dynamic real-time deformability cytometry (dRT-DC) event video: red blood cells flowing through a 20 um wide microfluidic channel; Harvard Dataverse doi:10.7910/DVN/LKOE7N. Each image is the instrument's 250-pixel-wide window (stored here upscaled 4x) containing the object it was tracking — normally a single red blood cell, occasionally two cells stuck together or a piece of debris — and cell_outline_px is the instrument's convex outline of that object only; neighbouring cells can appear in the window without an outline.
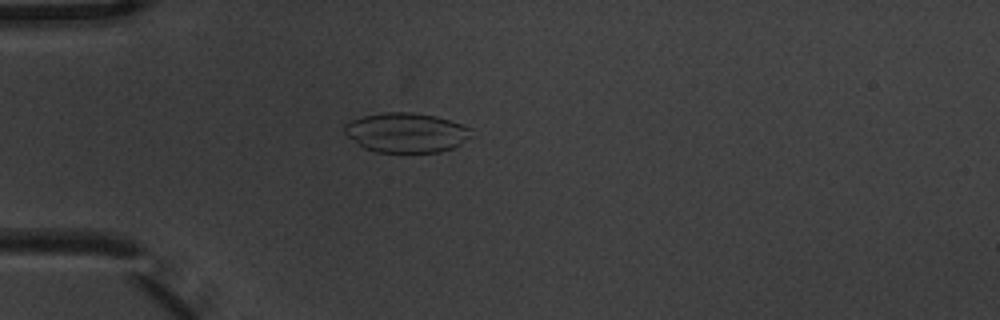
{"species": "common noctule bat (a hibernating species)", "species_latin": "Nyctalus noctula", "temperature_condition": "warm", "stored_images_in_passage": 6, "camera_frame_rate_fps": 3000, "um_per_image_px": 0.085, "animal": {"sex": "male", "body_mass_g": 20.1, "forearm_length_mm": 53.5}, "frame": {"image": 1, "passage_image": 4, "time_ms": 1.0, "image_size_px": [1000, 320], "cell_outline_px": [[472, 128], [468, 136], [460, 144], [452, 148], [440, 152], [376, 152], [364, 148], [348, 136], [344, 132], [344, 124], [352, 120], [364, 116], [384, 112], [412, 112], [436, 116]], "centroid_in_image_um": [34.5, 11.27], "position_along_channel_um": 50.5, "area_um2": 29.02}}